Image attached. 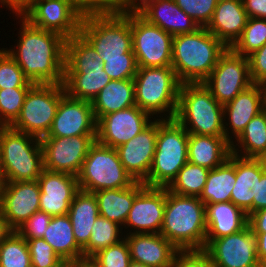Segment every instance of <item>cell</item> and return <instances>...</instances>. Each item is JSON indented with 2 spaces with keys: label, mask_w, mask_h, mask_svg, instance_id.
I'll return each instance as SVG.
<instances>
[{
  "label": "cell",
  "mask_w": 266,
  "mask_h": 267,
  "mask_svg": "<svg viewBox=\"0 0 266 267\" xmlns=\"http://www.w3.org/2000/svg\"><path fill=\"white\" fill-rule=\"evenodd\" d=\"M67 215L73 227L76 243L83 250L89 243L92 226L99 216L94 193L79 190L70 204Z\"/></svg>",
  "instance_id": "cell-32"
},
{
  "label": "cell",
  "mask_w": 266,
  "mask_h": 267,
  "mask_svg": "<svg viewBox=\"0 0 266 267\" xmlns=\"http://www.w3.org/2000/svg\"><path fill=\"white\" fill-rule=\"evenodd\" d=\"M33 85L5 48L0 49V89L31 88Z\"/></svg>",
  "instance_id": "cell-42"
},
{
  "label": "cell",
  "mask_w": 266,
  "mask_h": 267,
  "mask_svg": "<svg viewBox=\"0 0 266 267\" xmlns=\"http://www.w3.org/2000/svg\"><path fill=\"white\" fill-rule=\"evenodd\" d=\"M207 234L205 247L213 240L240 232L248 225L247 214L233 202L205 205Z\"/></svg>",
  "instance_id": "cell-27"
},
{
  "label": "cell",
  "mask_w": 266,
  "mask_h": 267,
  "mask_svg": "<svg viewBox=\"0 0 266 267\" xmlns=\"http://www.w3.org/2000/svg\"><path fill=\"white\" fill-rule=\"evenodd\" d=\"M137 69L134 53H125V58L103 59V70L114 80L134 79Z\"/></svg>",
  "instance_id": "cell-46"
},
{
  "label": "cell",
  "mask_w": 266,
  "mask_h": 267,
  "mask_svg": "<svg viewBox=\"0 0 266 267\" xmlns=\"http://www.w3.org/2000/svg\"><path fill=\"white\" fill-rule=\"evenodd\" d=\"M129 267H149V266H146L142 263H137V262L131 261L129 264Z\"/></svg>",
  "instance_id": "cell-60"
},
{
  "label": "cell",
  "mask_w": 266,
  "mask_h": 267,
  "mask_svg": "<svg viewBox=\"0 0 266 267\" xmlns=\"http://www.w3.org/2000/svg\"><path fill=\"white\" fill-rule=\"evenodd\" d=\"M29 89H0V126H10L17 119Z\"/></svg>",
  "instance_id": "cell-41"
},
{
  "label": "cell",
  "mask_w": 266,
  "mask_h": 267,
  "mask_svg": "<svg viewBox=\"0 0 266 267\" xmlns=\"http://www.w3.org/2000/svg\"><path fill=\"white\" fill-rule=\"evenodd\" d=\"M200 27L211 21L219 0H174Z\"/></svg>",
  "instance_id": "cell-45"
},
{
  "label": "cell",
  "mask_w": 266,
  "mask_h": 267,
  "mask_svg": "<svg viewBox=\"0 0 266 267\" xmlns=\"http://www.w3.org/2000/svg\"><path fill=\"white\" fill-rule=\"evenodd\" d=\"M97 136L43 137L44 169L78 176Z\"/></svg>",
  "instance_id": "cell-14"
},
{
  "label": "cell",
  "mask_w": 266,
  "mask_h": 267,
  "mask_svg": "<svg viewBox=\"0 0 266 267\" xmlns=\"http://www.w3.org/2000/svg\"><path fill=\"white\" fill-rule=\"evenodd\" d=\"M52 217L46 212H35L16 231L25 239L42 238Z\"/></svg>",
  "instance_id": "cell-47"
},
{
  "label": "cell",
  "mask_w": 266,
  "mask_h": 267,
  "mask_svg": "<svg viewBox=\"0 0 266 267\" xmlns=\"http://www.w3.org/2000/svg\"><path fill=\"white\" fill-rule=\"evenodd\" d=\"M265 172L260 161L235 155L236 183L231 193V202L247 216L252 213V201L256 198L257 179Z\"/></svg>",
  "instance_id": "cell-28"
},
{
  "label": "cell",
  "mask_w": 266,
  "mask_h": 267,
  "mask_svg": "<svg viewBox=\"0 0 266 267\" xmlns=\"http://www.w3.org/2000/svg\"><path fill=\"white\" fill-rule=\"evenodd\" d=\"M171 267H201V251H179Z\"/></svg>",
  "instance_id": "cell-49"
},
{
  "label": "cell",
  "mask_w": 266,
  "mask_h": 267,
  "mask_svg": "<svg viewBox=\"0 0 266 267\" xmlns=\"http://www.w3.org/2000/svg\"><path fill=\"white\" fill-rule=\"evenodd\" d=\"M257 159L260 161L263 169L266 171V151Z\"/></svg>",
  "instance_id": "cell-59"
},
{
  "label": "cell",
  "mask_w": 266,
  "mask_h": 267,
  "mask_svg": "<svg viewBox=\"0 0 266 267\" xmlns=\"http://www.w3.org/2000/svg\"><path fill=\"white\" fill-rule=\"evenodd\" d=\"M79 33L102 59L125 58V53H133L131 9L120 14L83 16Z\"/></svg>",
  "instance_id": "cell-9"
},
{
  "label": "cell",
  "mask_w": 266,
  "mask_h": 267,
  "mask_svg": "<svg viewBox=\"0 0 266 267\" xmlns=\"http://www.w3.org/2000/svg\"><path fill=\"white\" fill-rule=\"evenodd\" d=\"M11 231L12 230L9 228L0 212V243L11 233Z\"/></svg>",
  "instance_id": "cell-55"
},
{
  "label": "cell",
  "mask_w": 266,
  "mask_h": 267,
  "mask_svg": "<svg viewBox=\"0 0 266 267\" xmlns=\"http://www.w3.org/2000/svg\"><path fill=\"white\" fill-rule=\"evenodd\" d=\"M202 83L220 104L225 105L253 85L248 57L238 55L227 48Z\"/></svg>",
  "instance_id": "cell-13"
},
{
  "label": "cell",
  "mask_w": 266,
  "mask_h": 267,
  "mask_svg": "<svg viewBox=\"0 0 266 267\" xmlns=\"http://www.w3.org/2000/svg\"><path fill=\"white\" fill-rule=\"evenodd\" d=\"M85 267H97L90 260L85 259Z\"/></svg>",
  "instance_id": "cell-62"
},
{
  "label": "cell",
  "mask_w": 266,
  "mask_h": 267,
  "mask_svg": "<svg viewBox=\"0 0 266 267\" xmlns=\"http://www.w3.org/2000/svg\"><path fill=\"white\" fill-rule=\"evenodd\" d=\"M97 136V121L91 102L65 94L45 137Z\"/></svg>",
  "instance_id": "cell-19"
},
{
  "label": "cell",
  "mask_w": 266,
  "mask_h": 267,
  "mask_svg": "<svg viewBox=\"0 0 266 267\" xmlns=\"http://www.w3.org/2000/svg\"><path fill=\"white\" fill-rule=\"evenodd\" d=\"M157 134L158 118L154 116L153 122L145 130L116 148L122 165L134 181L144 182L148 177L154 158Z\"/></svg>",
  "instance_id": "cell-21"
},
{
  "label": "cell",
  "mask_w": 266,
  "mask_h": 267,
  "mask_svg": "<svg viewBox=\"0 0 266 267\" xmlns=\"http://www.w3.org/2000/svg\"><path fill=\"white\" fill-rule=\"evenodd\" d=\"M77 177L79 190L90 193L126 188L135 182L126 172L116 149L101 145L97 141L89 148Z\"/></svg>",
  "instance_id": "cell-10"
},
{
  "label": "cell",
  "mask_w": 266,
  "mask_h": 267,
  "mask_svg": "<svg viewBox=\"0 0 266 267\" xmlns=\"http://www.w3.org/2000/svg\"><path fill=\"white\" fill-rule=\"evenodd\" d=\"M37 182L40 187V211L51 217L66 215L75 194L79 191L78 177L44 169Z\"/></svg>",
  "instance_id": "cell-22"
},
{
  "label": "cell",
  "mask_w": 266,
  "mask_h": 267,
  "mask_svg": "<svg viewBox=\"0 0 266 267\" xmlns=\"http://www.w3.org/2000/svg\"><path fill=\"white\" fill-rule=\"evenodd\" d=\"M249 18L266 19V0H242Z\"/></svg>",
  "instance_id": "cell-50"
},
{
  "label": "cell",
  "mask_w": 266,
  "mask_h": 267,
  "mask_svg": "<svg viewBox=\"0 0 266 267\" xmlns=\"http://www.w3.org/2000/svg\"><path fill=\"white\" fill-rule=\"evenodd\" d=\"M0 267H32L27 242L17 231L0 243Z\"/></svg>",
  "instance_id": "cell-38"
},
{
  "label": "cell",
  "mask_w": 266,
  "mask_h": 267,
  "mask_svg": "<svg viewBox=\"0 0 266 267\" xmlns=\"http://www.w3.org/2000/svg\"><path fill=\"white\" fill-rule=\"evenodd\" d=\"M201 267H218L208 258L207 254L203 250L201 251Z\"/></svg>",
  "instance_id": "cell-57"
},
{
  "label": "cell",
  "mask_w": 266,
  "mask_h": 267,
  "mask_svg": "<svg viewBox=\"0 0 266 267\" xmlns=\"http://www.w3.org/2000/svg\"><path fill=\"white\" fill-rule=\"evenodd\" d=\"M36 0H0V4L6 5L11 12L17 15H22Z\"/></svg>",
  "instance_id": "cell-53"
},
{
  "label": "cell",
  "mask_w": 266,
  "mask_h": 267,
  "mask_svg": "<svg viewBox=\"0 0 266 267\" xmlns=\"http://www.w3.org/2000/svg\"><path fill=\"white\" fill-rule=\"evenodd\" d=\"M94 116L98 121L102 116L136 105L133 79H112L91 102Z\"/></svg>",
  "instance_id": "cell-31"
},
{
  "label": "cell",
  "mask_w": 266,
  "mask_h": 267,
  "mask_svg": "<svg viewBox=\"0 0 266 267\" xmlns=\"http://www.w3.org/2000/svg\"><path fill=\"white\" fill-rule=\"evenodd\" d=\"M131 261L149 267H171L173 258L179 250L160 233H141L124 235Z\"/></svg>",
  "instance_id": "cell-25"
},
{
  "label": "cell",
  "mask_w": 266,
  "mask_h": 267,
  "mask_svg": "<svg viewBox=\"0 0 266 267\" xmlns=\"http://www.w3.org/2000/svg\"><path fill=\"white\" fill-rule=\"evenodd\" d=\"M223 118V105L203 83L180 85L175 119L189 134L225 137Z\"/></svg>",
  "instance_id": "cell-6"
},
{
  "label": "cell",
  "mask_w": 266,
  "mask_h": 267,
  "mask_svg": "<svg viewBox=\"0 0 266 267\" xmlns=\"http://www.w3.org/2000/svg\"><path fill=\"white\" fill-rule=\"evenodd\" d=\"M203 251L218 267H261L256 237L249 225L235 234L213 239Z\"/></svg>",
  "instance_id": "cell-16"
},
{
  "label": "cell",
  "mask_w": 266,
  "mask_h": 267,
  "mask_svg": "<svg viewBox=\"0 0 266 267\" xmlns=\"http://www.w3.org/2000/svg\"><path fill=\"white\" fill-rule=\"evenodd\" d=\"M227 47L205 27L173 36L172 62L178 81L202 83L212 72Z\"/></svg>",
  "instance_id": "cell-4"
},
{
  "label": "cell",
  "mask_w": 266,
  "mask_h": 267,
  "mask_svg": "<svg viewBox=\"0 0 266 267\" xmlns=\"http://www.w3.org/2000/svg\"><path fill=\"white\" fill-rule=\"evenodd\" d=\"M111 80L103 59L80 33L66 40L63 86L68 96L92 102Z\"/></svg>",
  "instance_id": "cell-3"
},
{
  "label": "cell",
  "mask_w": 266,
  "mask_h": 267,
  "mask_svg": "<svg viewBox=\"0 0 266 267\" xmlns=\"http://www.w3.org/2000/svg\"><path fill=\"white\" fill-rule=\"evenodd\" d=\"M17 46L5 49L34 84H63L65 45L63 36L32 26L21 15ZM17 49H16V48Z\"/></svg>",
  "instance_id": "cell-1"
},
{
  "label": "cell",
  "mask_w": 266,
  "mask_h": 267,
  "mask_svg": "<svg viewBox=\"0 0 266 267\" xmlns=\"http://www.w3.org/2000/svg\"><path fill=\"white\" fill-rule=\"evenodd\" d=\"M248 18L242 0H219L205 28L230 48L240 37Z\"/></svg>",
  "instance_id": "cell-26"
},
{
  "label": "cell",
  "mask_w": 266,
  "mask_h": 267,
  "mask_svg": "<svg viewBox=\"0 0 266 267\" xmlns=\"http://www.w3.org/2000/svg\"><path fill=\"white\" fill-rule=\"evenodd\" d=\"M160 234L179 251L204 250L207 234L205 204L199 197L172 193L166 187Z\"/></svg>",
  "instance_id": "cell-2"
},
{
  "label": "cell",
  "mask_w": 266,
  "mask_h": 267,
  "mask_svg": "<svg viewBox=\"0 0 266 267\" xmlns=\"http://www.w3.org/2000/svg\"><path fill=\"white\" fill-rule=\"evenodd\" d=\"M63 84H34L11 128L38 139L47 136L56 116L60 99L65 95Z\"/></svg>",
  "instance_id": "cell-11"
},
{
  "label": "cell",
  "mask_w": 266,
  "mask_h": 267,
  "mask_svg": "<svg viewBox=\"0 0 266 267\" xmlns=\"http://www.w3.org/2000/svg\"><path fill=\"white\" fill-rule=\"evenodd\" d=\"M144 187L143 182L135 181L126 188L104 189L94 192L98 203L99 215L123 228L135 196Z\"/></svg>",
  "instance_id": "cell-29"
},
{
  "label": "cell",
  "mask_w": 266,
  "mask_h": 267,
  "mask_svg": "<svg viewBox=\"0 0 266 267\" xmlns=\"http://www.w3.org/2000/svg\"><path fill=\"white\" fill-rule=\"evenodd\" d=\"M231 154V143L225 137L189 134L188 161L214 169Z\"/></svg>",
  "instance_id": "cell-30"
},
{
  "label": "cell",
  "mask_w": 266,
  "mask_h": 267,
  "mask_svg": "<svg viewBox=\"0 0 266 267\" xmlns=\"http://www.w3.org/2000/svg\"><path fill=\"white\" fill-rule=\"evenodd\" d=\"M235 183V155L231 153L221 165L209 170L206 184L199 198L205 205L229 202Z\"/></svg>",
  "instance_id": "cell-34"
},
{
  "label": "cell",
  "mask_w": 266,
  "mask_h": 267,
  "mask_svg": "<svg viewBox=\"0 0 266 267\" xmlns=\"http://www.w3.org/2000/svg\"><path fill=\"white\" fill-rule=\"evenodd\" d=\"M161 117L152 166L143 182L148 187H168L188 162L189 133L175 118Z\"/></svg>",
  "instance_id": "cell-7"
},
{
  "label": "cell",
  "mask_w": 266,
  "mask_h": 267,
  "mask_svg": "<svg viewBox=\"0 0 266 267\" xmlns=\"http://www.w3.org/2000/svg\"><path fill=\"white\" fill-rule=\"evenodd\" d=\"M261 90H262V94L266 103V78L263 79L260 83H259Z\"/></svg>",
  "instance_id": "cell-58"
},
{
  "label": "cell",
  "mask_w": 266,
  "mask_h": 267,
  "mask_svg": "<svg viewBox=\"0 0 266 267\" xmlns=\"http://www.w3.org/2000/svg\"><path fill=\"white\" fill-rule=\"evenodd\" d=\"M39 205L37 180L0 183V212L12 231L40 211Z\"/></svg>",
  "instance_id": "cell-17"
},
{
  "label": "cell",
  "mask_w": 266,
  "mask_h": 267,
  "mask_svg": "<svg viewBox=\"0 0 266 267\" xmlns=\"http://www.w3.org/2000/svg\"><path fill=\"white\" fill-rule=\"evenodd\" d=\"M151 116L137 105L104 115L97 121L96 141L116 149L145 130L153 122Z\"/></svg>",
  "instance_id": "cell-18"
},
{
  "label": "cell",
  "mask_w": 266,
  "mask_h": 267,
  "mask_svg": "<svg viewBox=\"0 0 266 267\" xmlns=\"http://www.w3.org/2000/svg\"><path fill=\"white\" fill-rule=\"evenodd\" d=\"M166 203V187L145 186L134 198L123 227L127 234L160 233ZM127 227H126V226Z\"/></svg>",
  "instance_id": "cell-20"
},
{
  "label": "cell",
  "mask_w": 266,
  "mask_h": 267,
  "mask_svg": "<svg viewBox=\"0 0 266 267\" xmlns=\"http://www.w3.org/2000/svg\"><path fill=\"white\" fill-rule=\"evenodd\" d=\"M1 182L37 180L44 170L40 139L0 126Z\"/></svg>",
  "instance_id": "cell-5"
},
{
  "label": "cell",
  "mask_w": 266,
  "mask_h": 267,
  "mask_svg": "<svg viewBox=\"0 0 266 267\" xmlns=\"http://www.w3.org/2000/svg\"><path fill=\"white\" fill-rule=\"evenodd\" d=\"M80 15L120 14L133 9L132 0H69Z\"/></svg>",
  "instance_id": "cell-40"
},
{
  "label": "cell",
  "mask_w": 266,
  "mask_h": 267,
  "mask_svg": "<svg viewBox=\"0 0 266 267\" xmlns=\"http://www.w3.org/2000/svg\"><path fill=\"white\" fill-rule=\"evenodd\" d=\"M250 78L253 84H259L266 78V43L248 56Z\"/></svg>",
  "instance_id": "cell-48"
},
{
  "label": "cell",
  "mask_w": 266,
  "mask_h": 267,
  "mask_svg": "<svg viewBox=\"0 0 266 267\" xmlns=\"http://www.w3.org/2000/svg\"><path fill=\"white\" fill-rule=\"evenodd\" d=\"M63 261L84 259L83 250L76 243L69 216H53L43 237Z\"/></svg>",
  "instance_id": "cell-33"
},
{
  "label": "cell",
  "mask_w": 266,
  "mask_h": 267,
  "mask_svg": "<svg viewBox=\"0 0 266 267\" xmlns=\"http://www.w3.org/2000/svg\"><path fill=\"white\" fill-rule=\"evenodd\" d=\"M266 208V171L257 179L256 198L252 201V213Z\"/></svg>",
  "instance_id": "cell-51"
},
{
  "label": "cell",
  "mask_w": 266,
  "mask_h": 267,
  "mask_svg": "<svg viewBox=\"0 0 266 267\" xmlns=\"http://www.w3.org/2000/svg\"><path fill=\"white\" fill-rule=\"evenodd\" d=\"M132 49L138 67H166L172 62L173 36L131 9Z\"/></svg>",
  "instance_id": "cell-12"
},
{
  "label": "cell",
  "mask_w": 266,
  "mask_h": 267,
  "mask_svg": "<svg viewBox=\"0 0 266 267\" xmlns=\"http://www.w3.org/2000/svg\"><path fill=\"white\" fill-rule=\"evenodd\" d=\"M208 174V168L195 165L188 161L167 189L179 195L200 197Z\"/></svg>",
  "instance_id": "cell-37"
},
{
  "label": "cell",
  "mask_w": 266,
  "mask_h": 267,
  "mask_svg": "<svg viewBox=\"0 0 266 267\" xmlns=\"http://www.w3.org/2000/svg\"><path fill=\"white\" fill-rule=\"evenodd\" d=\"M117 223L98 216L92 229L88 245L83 249L84 259L90 260L96 253L111 245H115L123 238L122 229ZM121 233V236H120ZM121 237V238H120Z\"/></svg>",
  "instance_id": "cell-36"
},
{
  "label": "cell",
  "mask_w": 266,
  "mask_h": 267,
  "mask_svg": "<svg viewBox=\"0 0 266 267\" xmlns=\"http://www.w3.org/2000/svg\"><path fill=\"white\" fill-rule=\"evenodd\" d=\"M133 80L135 103L140 109L152 116L166 113L162 118H175L181 83L171 66L138 67Z\"/></svg>",
  "instance_id": "cell-8"
},
{
  "label": "cell",
  "mask_w": 266,
  "mask_h": 267,
  "mask_svg": "<svg viewBox=\"0 0 266 267\" xmlns=\"http://www.w3.org/2000/svg\"><path fill=\"white\" fill-rule=\"evenodd\" d=\"M266 43V19L248 18L240 37L230 49L241 56L248 57Z\"/></svg>",
  "instance_id": "cell-39"
},
{
  "label": "cell",
  "mask_w": 266,
  "mask_h": 267,
  "mask_svg": "<svg viewBox=\"0 0 266 267\" xmlns=\"http://www.w3.org/2000/svg\"><path fill=\"white\" fill-rule=\"evenodd\" d=\"M32 267H58L63 260L43 238L26 240Z\"/></svg>",
  "instance_id": "cell-44"
},
{
  "label": "cell",
  "mask_w": 266,
  "mask_h": 267,
  "mask_svg": "<svg viewBox=\"0 0 266 267\" xmlns=\"http://www.w3.org/2000/svg\"><path fill=\"white\" fill-rule=\"evenodd\" d=\"M234 140H237V144L231 143L232 154L243 158L260 157L266 151V108L254 116Z\"/></svg>",
  "instance_id": "cell-35"
},
{
  "label": "cell",
  "mask_w": 266,
  "mask_h": 267,
  "mask_svg": "<svg viewBox=\"0 0 266 267\" xmlns=\"http://www.w3.org/2000/svg\"><path fill=\"white\" fill-rule=\"evenodd\" d=\"M256 237L257 256L261 267H266V232H253Z\"/></svg>",
  "instance_id": "cell-54"
},
{
  "label": "cell",
  "mask_w": 266,
  "mask_h": 267,
  "mask_svg": "<svg viewBox=\"0 0 266 267\" xmlns=\"http://www.w3.org/2000/svg\"><path fill=\"white\" fill-rule=\"evenodd\" d=\"M248 225L252 232H266V208L251 213L248 216Z\"/></svg>",
  "instance_id": "cell-52"
},
{
  "label": "cell",
  "mask_w": 266,
  "mask_h": 267,
  "mask_svg": "<svg viewBox=\"0 0 266 267\" xmlns=\"http://www.w3.org/2000/svg\"><path fill=\"white\" fill-rule=\"evenodd\" d=\"M135 10L172 36L192 33L200 28L174 0H143Z\"/></svg>",
  "instance_id": "cell-24"
},
{
  "label": "cell",
  "mask_w": 266,
  "mask_h": 267,
  "mask_svg": "<svg viewBox=\"0 0 266 267\" xmlns=\"http://www.w3.org/2000/svg\"><path fill=\"white\" fill-rule=\"evenodd\" d=\"M143 0H132L133 9H135Z\"/></svg>",
  "instance_id": "cell-61"
},
{
  "label": "cell",
  "mask_w": 266,
  "mask_h": 267,
  "mask_svg": "<svg viewBox=\"0 0 266 267\" xmlns=\"http://www.w3.org/2000/svg\"><path fill=\"white\" fill-rule=\"evenodd\" d=\"M90 261L97 267H129L131 256L126 239L100 250Z\"/></svg>",
  "instance_id": "cell-43"
},
{
  "label": "cell",
  "mask_w": 266,
  "mask_h": 267,
  "mask_svg": "<svg viewBox=\"0 0 266 267\" xmlns=\"http://www.w3.org/2000/svg\"><path fill=\"white\" fill-rule=\"evenodd\" d=\"M265 108L266 103L259 84H253L239 93L232 101L223 105L225 138L232 143V138L236 139L252 118ZM226 119H228L229 123L225 122Z\"/></svg>",
  "instance_id": "cell-23"
},
{
  "label": "cell",
  "mask_w": 266,
  "mask_h": 267,
  "mask_svg": "<svg viewBox=\"0 0 266 267\" xmlns=\"http://www.w3.org/2000/svg\"><path fill=\"white\" fill-rule=\"evenodd\" d=\"M58 267H85V259L63 261Z\"/></svg>",
  "instance_id": "cell-56"
},
{
  "label": "cell",
  "mask_w": 266,
  "mask_h": 267,
  "mask_svg": "<svg viewBox=\"0 0 266 267\" xmlns=\"http://www.w3.org/2000/svg\"><path fill=\"white\" fill-rule=\"evenodd\" d=\"M32 26L66 39L79 34L82 16L69 0H36L22 15Z\"/></svg>",
  "instance_id": "cell-15"
}]
</instances>
